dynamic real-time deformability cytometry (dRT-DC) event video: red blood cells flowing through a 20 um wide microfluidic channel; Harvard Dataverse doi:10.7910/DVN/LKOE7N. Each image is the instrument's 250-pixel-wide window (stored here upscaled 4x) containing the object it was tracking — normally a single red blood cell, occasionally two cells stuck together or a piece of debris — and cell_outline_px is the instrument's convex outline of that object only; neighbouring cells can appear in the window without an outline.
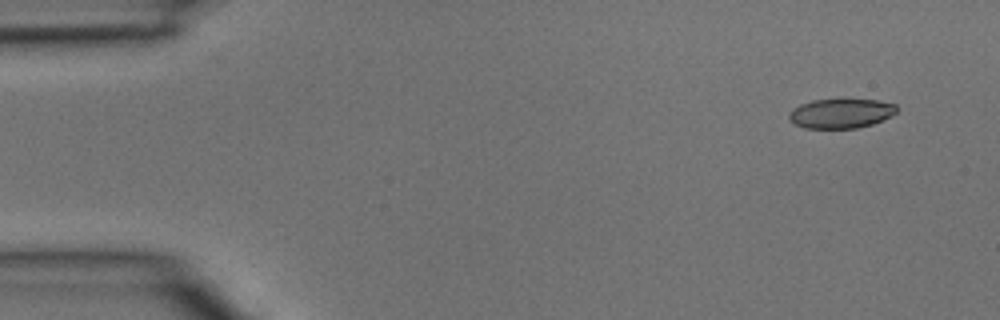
{"species": "common noctule bat (a hibernating species)", "species_latin": "Nyctalus noctula", "temperature_condition": "room temperature", "stored_images_in_passage": 3, "camera_frame_rate_fps": 3000, "um_per_image_px": 0.085, "animal": {"sex": "male", "body_mass_g": 15.6}, "frame": {"image": 1, "passage_image": 1, "time_ms": 0.0, "image_size_px": [1000, 320], "cell_outline_px": [[900, 108], [892, 116], [872, 124], [856, 128], [804, 128], [788, 120], [788, 112], [792, 108], [800, 104], [812, 100], [876, 100], [896, 104]], "centroid_in_image_um": [71.47, 9.64], "position_along_channel_um": 13.5, "area_um2": 18.61}}